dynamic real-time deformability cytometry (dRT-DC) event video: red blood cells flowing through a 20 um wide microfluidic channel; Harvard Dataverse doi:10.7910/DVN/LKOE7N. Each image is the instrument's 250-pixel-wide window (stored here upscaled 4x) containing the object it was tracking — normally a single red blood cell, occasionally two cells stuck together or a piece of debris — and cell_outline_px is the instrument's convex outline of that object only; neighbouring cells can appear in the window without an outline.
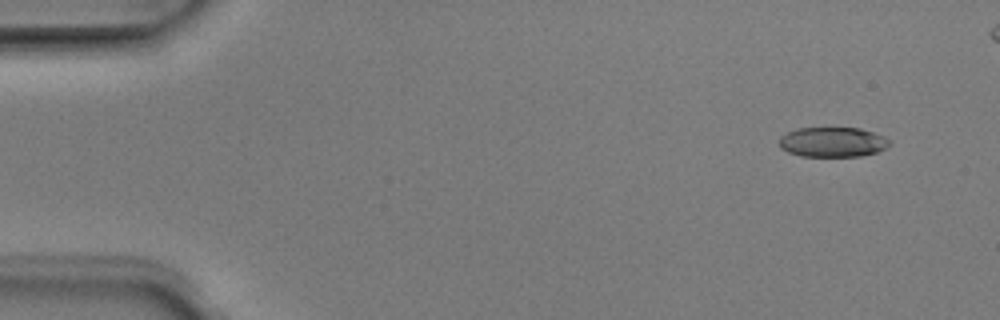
{"species": "Egyptian fruit bat (a non-hibernating species)", "species_latin": "Rousettus aegyptiacus", "temperature_condition": "room temperature", "stored_images_in_passage": 5, "camera_frame_rate_fps": 3000, "um_per_image_px": 0.085, "animal": {"sex": "male"}, "frame": {"image": 1, "passage_image": 1, "time_ms": 0.0, "image_size_px": [1000, 320], "cell_outline_px": [[892, 144], [876, 152], [860, 156], [800, 156], [788, 152], [780, 148], [780, 136], [796, 128], [860, 128], [884, 136], [892, 140]], "centroid_in_image_um": [70.78, 12.07], "position_along_channel_um": 14.2, "area_um2": 19.25}}